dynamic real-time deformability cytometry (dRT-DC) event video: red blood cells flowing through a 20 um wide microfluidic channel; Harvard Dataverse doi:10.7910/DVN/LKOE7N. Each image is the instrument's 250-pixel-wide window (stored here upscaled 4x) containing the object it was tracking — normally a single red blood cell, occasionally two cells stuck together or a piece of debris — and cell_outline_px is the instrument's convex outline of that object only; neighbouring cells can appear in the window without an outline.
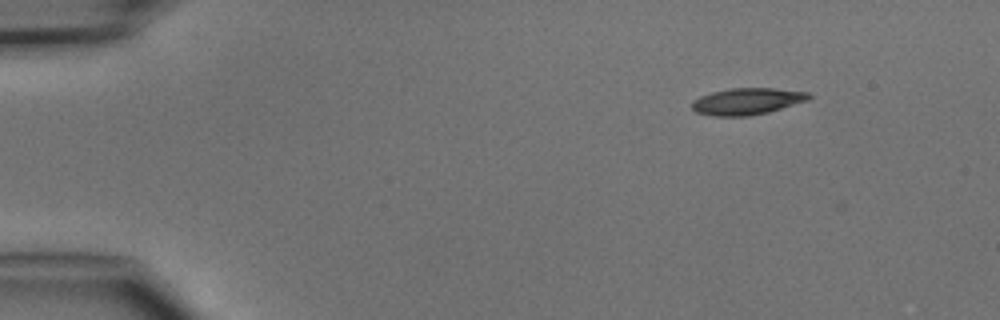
{"species": "common noctule bat (a hibernating species)", "species_latin": "Nyctalus noctula", "temperature_condition": "cold", "stored_images_in_passage": 4, "camera_frame_rate_fps": 3000, "um_per_image_px": 0.085, "animal": {"sex": "male", "body_mass_g": 15.6}, "frame": {"image": 1, "passage_image": 1, "time_ms": 0.0, "image_size_px": [1000, 320], "cell_outline_px": [[812, 96], [808, 100], [768, 112], [748, 116], [712, 116], [696, 112], [692, 108], [692, 100], [700, 96], [712, 92], [728, 88], [772, 88], [808, 92]], "centroid_in_image_um": [63.48, 8.61], "position_along_channel_um": 21.5, "area_um2": 18.15}}